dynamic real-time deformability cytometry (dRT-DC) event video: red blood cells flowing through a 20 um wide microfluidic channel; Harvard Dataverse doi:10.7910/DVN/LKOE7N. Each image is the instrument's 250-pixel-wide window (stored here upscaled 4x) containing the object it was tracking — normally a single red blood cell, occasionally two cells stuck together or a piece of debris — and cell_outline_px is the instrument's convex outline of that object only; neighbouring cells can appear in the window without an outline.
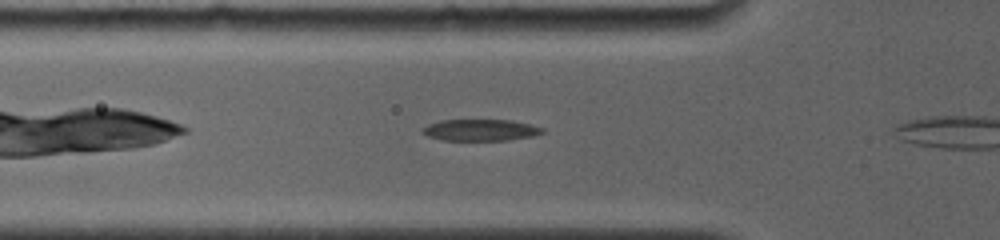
{"species": "common noctule bat (a hibernating species)", "species_latin": "Nyctalus noctula", "temperature_condition": "room temperature", "stored_images_in_passage": 5, "segment_of_instrument_passage": [1, 2], "camera_frame_rate_fps": 4000, "um_per_image_px": 0.085, "animal": {"sex": "female", "body_mass_g": 19.0, "forearm_length_mm": 56.7}, "frame": {"image": 1, "passage_image": 4, "time_ms": 1.75, "image_size_px": [1000, 240], "cell_outline_px": [[544, 132], [532, 136], [508, 140], [444, 140], [428, 136], [420, 132], [420, 128], [428, 124], [440, 120], [512, 120], [532, 124], [544, 128]], "centroid_in_image_um": [40.83, 11.04], "position_along_channel_um": 85.0, "area_um2": 15.14}}